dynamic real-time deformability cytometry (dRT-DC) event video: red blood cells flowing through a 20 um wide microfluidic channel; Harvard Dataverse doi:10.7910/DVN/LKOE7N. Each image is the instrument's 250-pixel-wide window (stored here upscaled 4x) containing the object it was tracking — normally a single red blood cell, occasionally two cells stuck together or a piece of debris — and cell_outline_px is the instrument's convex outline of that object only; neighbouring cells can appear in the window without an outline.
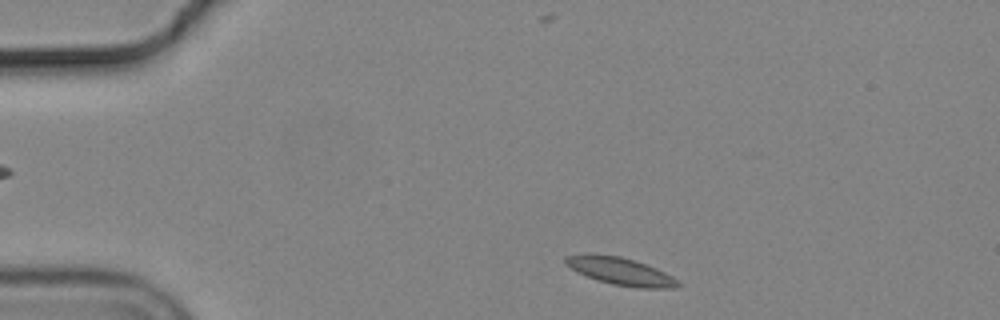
{"species": "common noctule bat (a hibernating species)", "species_latin": "Nyctalus noctula", "temperature_condition": "cold", "stored_images_in_passage": 46, "camera_frame_rate_fps": 3000, "um_per_image_px": 0.085, "animal": {"sex": "male", "body_mass_g": 19.2, "forearm_length_mm": 51.8}, "frame": {"image": 1, "passage_image": 1, "time_ms": 0.0, "image_size_px": [1000, 320], "cell_outline_px": [[680, 284], [676, 288], [636, 288], [612, 284], [596, 280], [576, 272], [564, 264], [564, 256], [584, 252], [592, 252], [620, 256], [636, 260], [656, 268], [672, 276]], "centroid_in_image_um": [52.64, 23.02], "position_along_channel_um": 32.4, "area_um2": 18.55}}
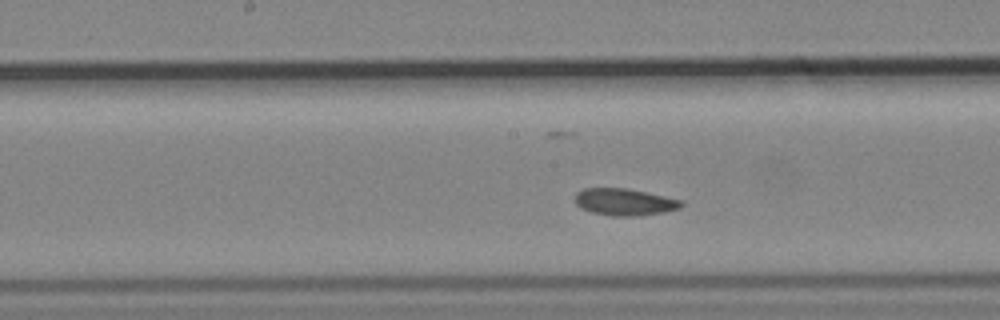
{"frame": {"image": 2, "passage_image": 19, "time_ms": 6.0, "image_size_px": [1000, 320], "cell_outline_px": [[684, 204], [680, 208], [664, 212], [632, 216], [612, 216], [592, 212], [580, 208], [576, 204], [576, 192], [584, 188], [628, 188], [684, 200]], "centroid_in_image_um": [53.1, 17.16], "position_along_channel_um": 195.1, "area_um2": 16.76}}
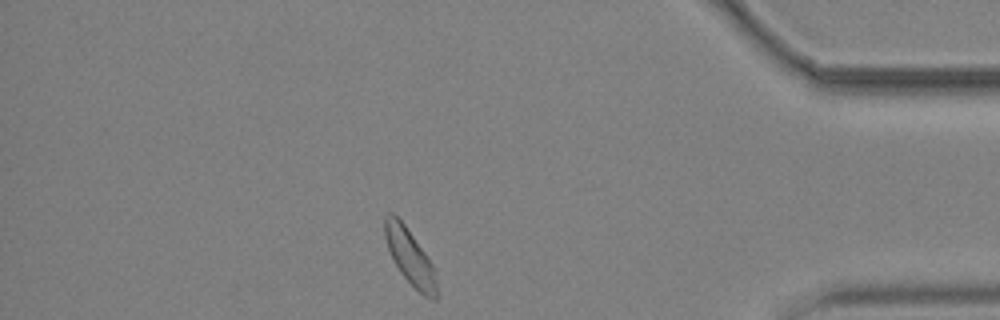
{"frame": {"image": 3, "passage_image": 39, "time_ms": 12.667, "image_size_px": [1000, 320], "cell_outline_px": [[436, 300], [432, 300], [424, 296], [400, 272], [388, 248], [384, 236], [384, 216], [388, 212], [392, 212], [404, 224], [424, 252], [432, 264], [436, 280]], "centroid_in_image_um": [34.82, 21.8], "position_along_channel_um": 400.4, "area_um2": 16.3}, "authors_computed_cell_mechanics": {"area_um2": 16.9065, "velocity_mm_per_s": 3.6402, "shape_relaxation_time_tau1_ms": null, "shape_relaxation_time_tau2_ms": 2.1351, "deformation_change_tau1": null, "deformation_change_tau2": 0.0577}}